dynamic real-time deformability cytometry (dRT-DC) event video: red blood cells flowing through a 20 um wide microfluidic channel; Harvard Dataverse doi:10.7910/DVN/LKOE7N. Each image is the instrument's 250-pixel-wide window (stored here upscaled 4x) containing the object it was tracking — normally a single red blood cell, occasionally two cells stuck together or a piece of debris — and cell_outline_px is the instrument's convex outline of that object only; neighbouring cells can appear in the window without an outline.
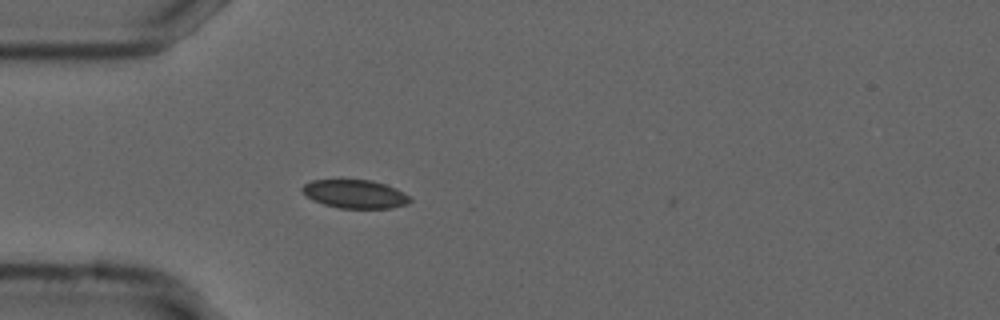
{"species": "common noctule bat (a hibernating species)", "species_latin": "Nyctalus noctula", "temperature_condition": "cold", "stored_images_in_passage": 43, "camera_frame_rate_fps": 3000, "um_per_image_px": 0.085, "animal": {"sex": "male", "forearm_length_mm": 52.5}, "frame": {"image": 1, "passage_image": 3, "time_ms": 0.667, "image_size_px": [1000, 320], "cell_outline_px": [[412, 200], [408, 204], [392, 208], [340, 208], [324, 204], [312, 200], [300, 192], [300, 188], [304, 184], [312, 180], [372, 180], [396, 188], [408, 196]], "centroid_in_image_um": [30.14, 16.49], "position_along_channel_um": 54.9, "area_um2": 17.92}}
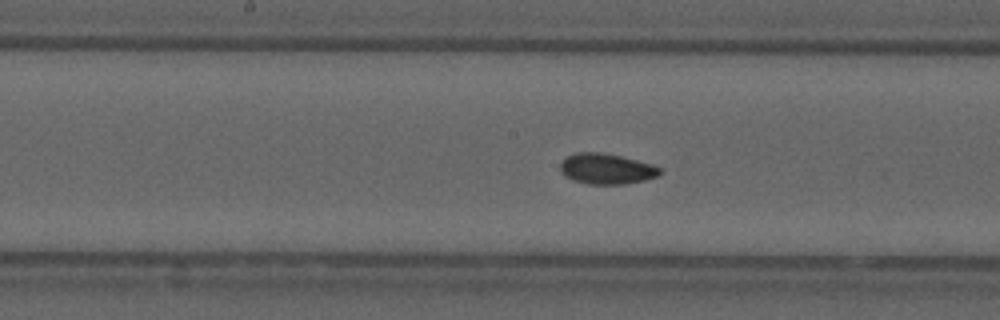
{"frame": {"image": 2, "passage_image": 15, "time_ms": 4.667, "image_size_px": [1000, 320], "cell_outline_px": [[664, 172], [660, 176], [644, 180], [624, 184], [588, 184], [572, 180], [564, 176], [560, 172], [560, 164], [568, 156], [576, 152], [600, 152], [620, 156], [652, 164], [664, 168]], "centroid_in_image_um": [51.59, 14.36], "position_along_channel_um": 196.6, "area_um2": 17.98}}
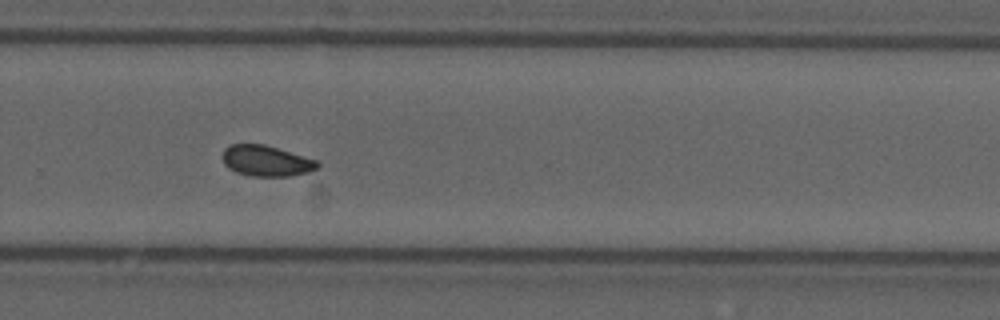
{"frame": {"image": 3, "passage_image": 24, "time_ms": 7.667, "image_size_px": [1000, 320], "cell_outline_px": [[320, 164], [316, 168], [308, 172], [292, 176], [252, 176], [236, 172], [228, 168], [224, 164], [220, 156], [224, 148], [228, 144], [264, 144], [316, 160]], "centroid_in_image_um": [22.56, 13.67], "position_along_channel_um": 307.2, "area_um2": 17.11}, "authors_computed_cell_mechanics": {"area_um2": 17.4556, "velocity_mm_per_s": 3.7009, "shape_relaxation_time_tau1_ms": null, "shape_relaxation_time_tau2_ms": 6.3577, "deformation_change_tau1": null, "deformation_change_tau2": 0.0561}}